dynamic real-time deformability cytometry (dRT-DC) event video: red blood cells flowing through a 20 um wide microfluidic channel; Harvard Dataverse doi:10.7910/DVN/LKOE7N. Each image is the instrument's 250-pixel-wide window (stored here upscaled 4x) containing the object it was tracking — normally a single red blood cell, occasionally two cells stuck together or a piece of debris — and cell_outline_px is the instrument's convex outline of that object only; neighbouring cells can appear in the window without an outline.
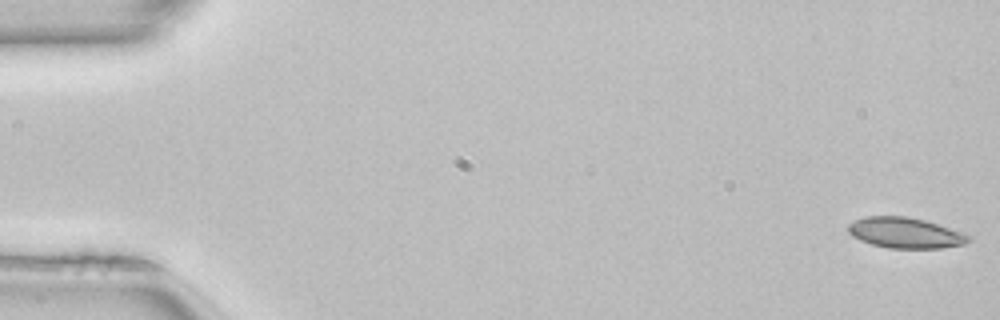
{"species": "common noctule bat (a hibernating species)", "species_latin": "Nyctalus noctula", "temperature_condition": "room temperature", "stored_images_in_passage": 50, "camera_frame_rate_fps": 3000, "um_per_image_px": 0.085, "animal": {"sex": "female", "body_mass_g": 22.7, "forearm_length_mm": 54.2}, "frame": {"image": 1, "passage_image": 1, "time_ms": 0.0, "image_size_px": [1000, 320], "cell_outline_px": [[972, 240], [964, 244], [940, 248], [888, 248], [872, 244], [860, 240], [852, 236], [848, 232], [848, 224], [864, 216], [908, 216], [924, 220], [972, 236]], "centroid_in_image_um": [76.93, 19.79], "position_along_channel_um": 8.1, "area_um2": 21.39}}
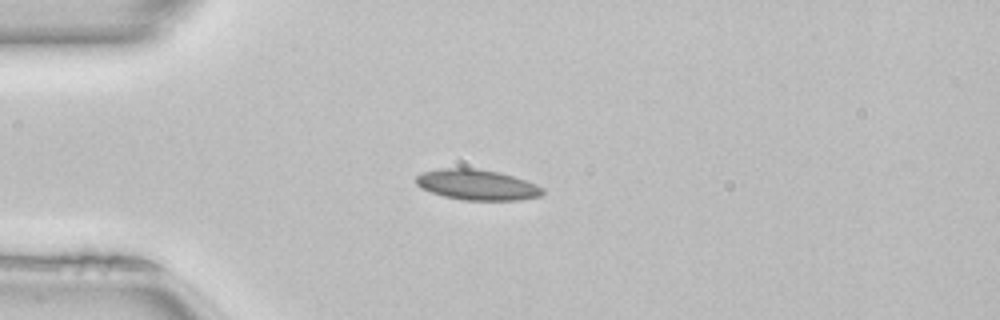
{"frame": {"image": 2, "passage_image": 13, "time_ms": 4.0, "image_size_px": [1000, 320], "cell_outline_px": [[544, 192], [540, 196], [520, 200], [464, 200], [444, 196], [420, 188], [416, 184], [416, 176], [424, 172], [440, 168], [476, 168], [500, 172], [536, 184], [544, 188]], "centroid_in_image_um": [40.55, 15.7], "position_along_channel_um": 44.4, "area_um2": 22.48}}
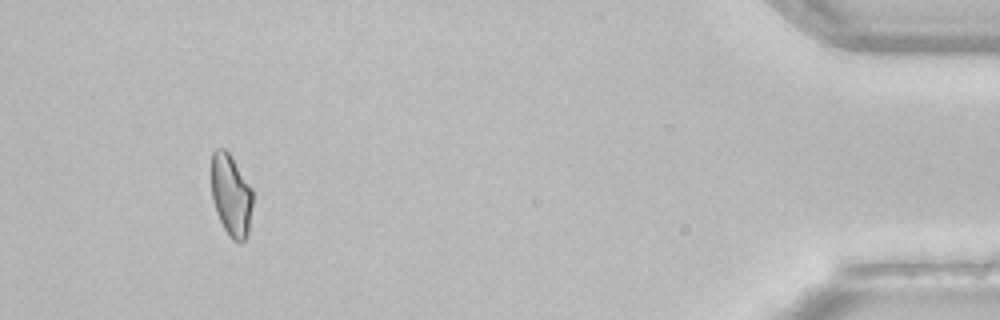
{"frame": {"image": 3, "passage_image": 47, "time_ms": 15.333, "image_size_px": [1000, 320], "cell_outline_px": [[252, 204], [248, 236], [240, 244], [232, 240], [228, 236], [216, 212], [212, 200], [212, 152], [216, 148], [224, 148], [228, 152], [252, 188]], "centroid_in_image_um": [19.64, 16.64], "position_along_channel_um": 415.6, "area_um2": 19.77}}